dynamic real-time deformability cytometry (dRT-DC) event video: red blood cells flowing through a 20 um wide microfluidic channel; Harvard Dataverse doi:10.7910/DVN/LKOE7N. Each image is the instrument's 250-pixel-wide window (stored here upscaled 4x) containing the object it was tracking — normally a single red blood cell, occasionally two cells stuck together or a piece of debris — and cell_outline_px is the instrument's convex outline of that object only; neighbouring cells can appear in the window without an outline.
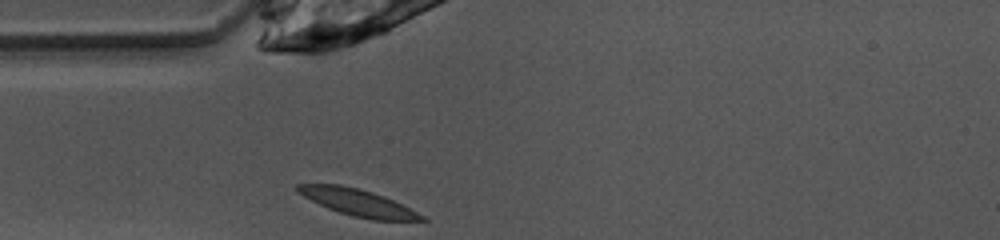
{"species": "common noctule bat (a hibernating species)", "species_latin": "Nyctalus noctula", "temperature_condition": "warm", "stored_images_in_passage": 26, "camera_frame_rate_fps": 3000, "um_per_image_px": 0.085, "animal": {"sex": "female", "body_mass_g": 10.0, "forearm_length_mm": 53.1}, "frame": {"image": 1, "passage_image": 1, "time_ms": 0.0, "image_size_px": [1000, 240], "cell_outline_px": [[428, 220], [372, 220], [352, 216], [328, 208], [296, 192], [292, 188], [296, 184], [340, 184], [360, 188], [384, 196], [424, 216]], "centroid_in_image_um": [30.34, 17.19], "position_along_channel_um": 54.7, "area_um2": 19.13}}
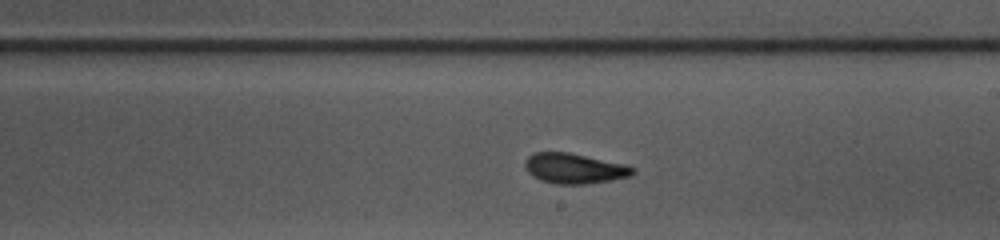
{"frame": {"image": 2, "passage_image": 15, "time_ms": 4.667, "image_size_px": [1000, 240], "cell_outline_px": [[636, 172], [632, 176], [612, 180], [588, 184], [556, 184], [540, 180], [532, 176], [528, 172], [524, 164], [524, 160], [528, 156], [536, 152], [568, 152], [624, 164], [636, 168]], "centroid_in_image_um": [48.83, 14.32], "position_along_channel_um": 240.2, "area_um2": 19.13}}
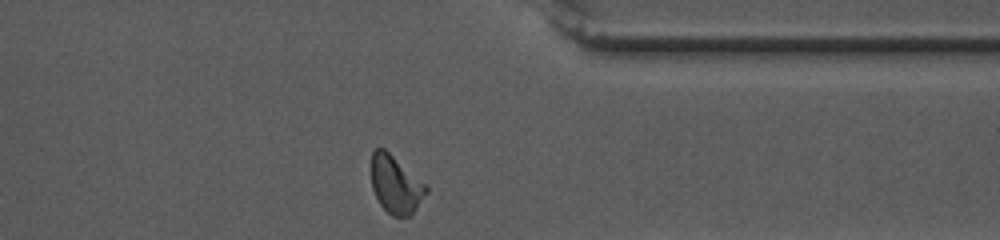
{"frame": {"image": 3, "passage_image": 26, "time_ms": 8.333, "image_size_px": [1000, 240], "cell_outline_px": [[428, 192], [416, 208], [408, 216], [392, 216], [380, 204], [372, 188], [372, 152], [376, 148], [384, 148], [428, 184]], "centroid_in_image_um": [33.66, 15.67], "position_along_channel_um": 377.7, "area_um2": 18.44}, "authors_computed_cell_mechanics": {"area_um2": 18.6694, "velocity_mm_per_s": 3.9973, "shape_relaxation_time_tau1_ms": 2.8522, "shape_relaxation_time_tau2_ms": 1.4344, "deformation_change_tau1": 0.1378, "deformation_change_tau2": 0.0652}}